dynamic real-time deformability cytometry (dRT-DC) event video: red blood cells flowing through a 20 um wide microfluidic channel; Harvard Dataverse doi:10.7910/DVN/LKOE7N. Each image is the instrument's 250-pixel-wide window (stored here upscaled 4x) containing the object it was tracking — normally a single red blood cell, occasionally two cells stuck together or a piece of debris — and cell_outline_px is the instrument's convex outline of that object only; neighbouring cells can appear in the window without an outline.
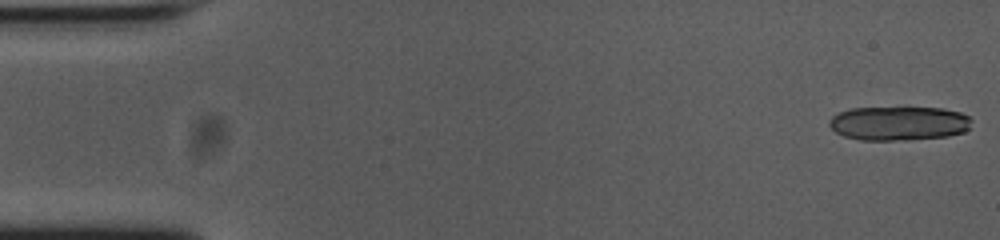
{"species": "common noctule bat (a hibernating species)", "species_latin": "Nyctalus noctula", "temperature_condition": "cold", "stored_images_in_passage": 16, "camera_frame_rate_fps": 3000, "um_per_image_px": 0.085, "animal": {"sex": "female", "body_mass_g": 23.0, "forearm_length_mm": 53.4}, "frame": {"image": 1, "passage_image": 1, "time_ms": 0.0, "image_size_px": [1000, 240], "cell_outline_px": [[972, 120], [968, 128], [964, 132], [948, 136], [904, 140], [860, 140], [844, 136], [836, 132], [828, 124], [828, 120], [832, 116], [840, 112], [852, 108], [944, 108], [960, 112], [968, 116]], "centroid_in_image_um": [76.39, 10.48], "position_along_channel_um": 8.6, "area_um2": 28.26}}